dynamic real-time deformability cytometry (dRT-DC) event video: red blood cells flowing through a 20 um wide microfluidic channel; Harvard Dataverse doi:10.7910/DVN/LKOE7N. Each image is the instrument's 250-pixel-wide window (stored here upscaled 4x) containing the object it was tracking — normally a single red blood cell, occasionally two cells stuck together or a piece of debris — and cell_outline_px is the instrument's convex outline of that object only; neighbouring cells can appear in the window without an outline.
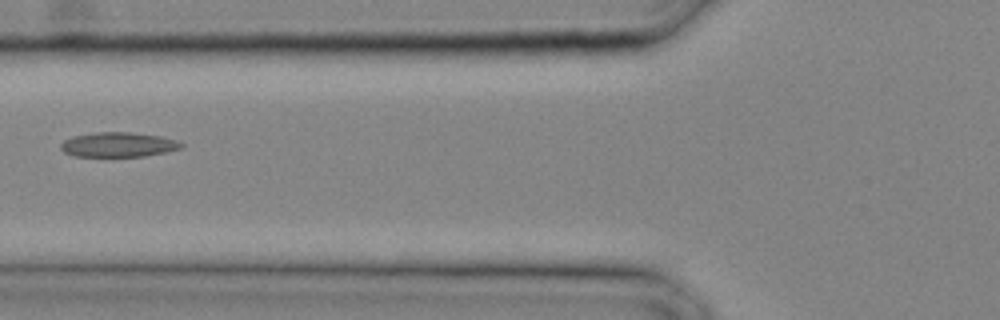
{"species": "common noctule bat (a hibernating species)", "species_latin": "Nyctalus noctula", "temperature_condition": "cold", "stored_images_in_passage": 18, "camera_frame_rate_fps": 3000, "um_per_image_px": 0.085, "animal": {"sex": "male", "body_mass_g": 20.4}, "frame": {"image": 1, "passage_image": 11, "time_ms": 3.333, "image_size_px": [1000, 320], "cell_outline_px": [[184, 148], [144, 156], [72, 156], [64, 152], [60, 148], [60, 144], [64, 140], [72, 136], [96, 132], [128, 132], [160, 136], [176, 140], [184, 144]], "centroid_in_image_um": [10.04, 12.29], "position_along_channel_um": 115.8, "area_um2": 17.34}}